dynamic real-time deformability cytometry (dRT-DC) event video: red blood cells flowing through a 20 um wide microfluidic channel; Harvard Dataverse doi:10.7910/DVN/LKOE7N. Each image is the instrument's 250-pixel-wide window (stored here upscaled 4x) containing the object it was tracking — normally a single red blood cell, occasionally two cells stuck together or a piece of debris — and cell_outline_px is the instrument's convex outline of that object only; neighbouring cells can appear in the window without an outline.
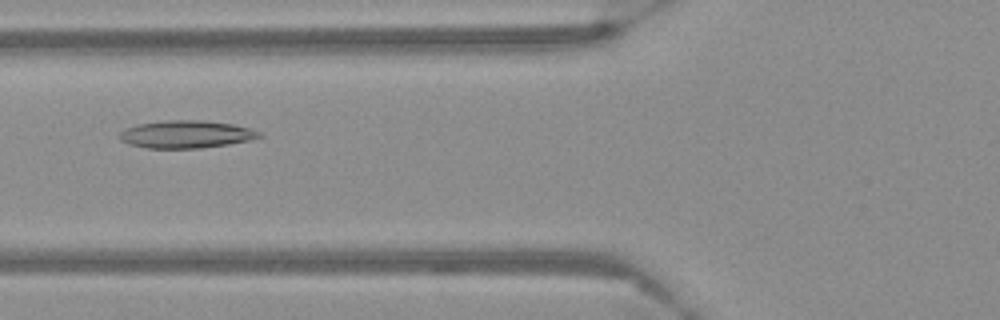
{"species": "Egyptian fruit bat (a non-hibernating species)", "species_latin": "Rousettus aegyptiacus", "temperature_condition": "warm", "stored_images_in_passage": 58, "camera_frame_rate_fps": 3000, "um_per_image_px": 0.085, "frame": {"image": 1, "passage_image": 23, "time_ms": 7.333, "image_size_px": [1000, 320], "cell_outline_px": [[264, 136], [252, 140], [228, 144], [200, 148], [148, 148], [128, 144], [120, 140], [120, 132], [124, 128], [136, 124], [168, 120], [200, 120], [232, 124], [252, 128], [260, 132]], "centroid_in_image_um": [15.84, 11.41], "position_along_channel_um": 110.0, "area_um2": 22.6}}
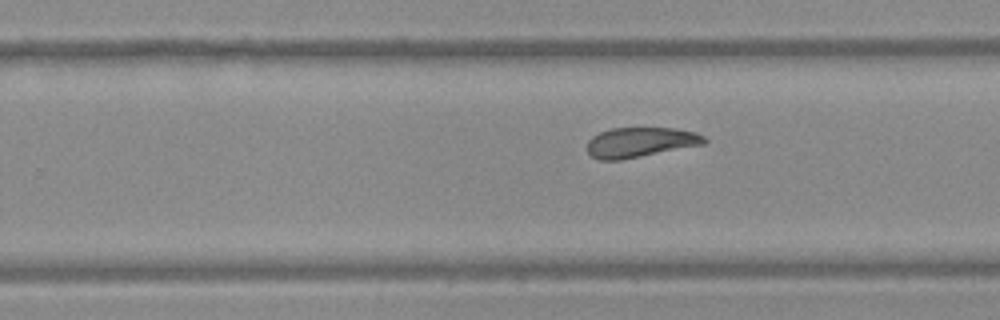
{"frame": {"image": 2, "passage_image": 37, "time_ms": 12.0, "image_size_px": [1000, 320], "cell_outline_px": [[708, 140], [704, 144], [620, 160], [600, 160], [592, 156], [588, 152], [588, 140], [592, 136], [600, 132], [612, 128], [676, 128], [696, 132], [704, 136]], "centroid_in_image_um": [54.44, 12.08], "position_along_channel_um": 275.4, "area_um2": 20.35}}
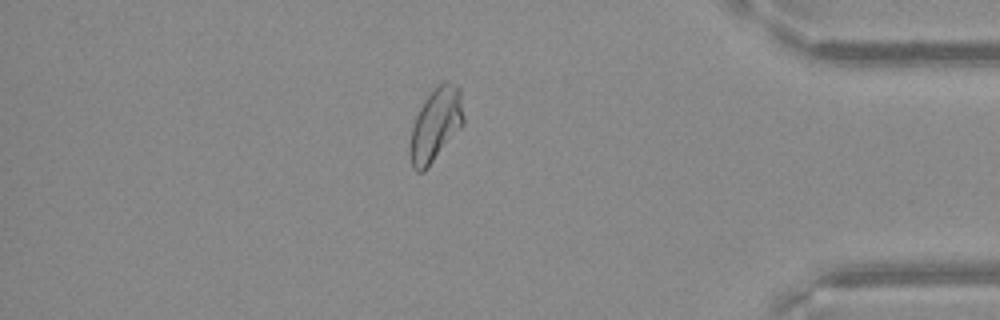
{"frame": {"image": 3, "passage_image": 50, "time_ms": 16.333, "image_size_px": [1000, 320], "cell_outline_px": [[464, 124], [424, 172], [416, 172], [412, 168], [408, 148], [412, 128], [416, 116], [424, 100], [436, 84], [444, 80], [448, 80], [456, 84], [460, 88], [464, 116]], "centroid_in_image_um": [37.03, 10.58], "position_along_channel_um": 398.2, "area_um2": 23.24}}